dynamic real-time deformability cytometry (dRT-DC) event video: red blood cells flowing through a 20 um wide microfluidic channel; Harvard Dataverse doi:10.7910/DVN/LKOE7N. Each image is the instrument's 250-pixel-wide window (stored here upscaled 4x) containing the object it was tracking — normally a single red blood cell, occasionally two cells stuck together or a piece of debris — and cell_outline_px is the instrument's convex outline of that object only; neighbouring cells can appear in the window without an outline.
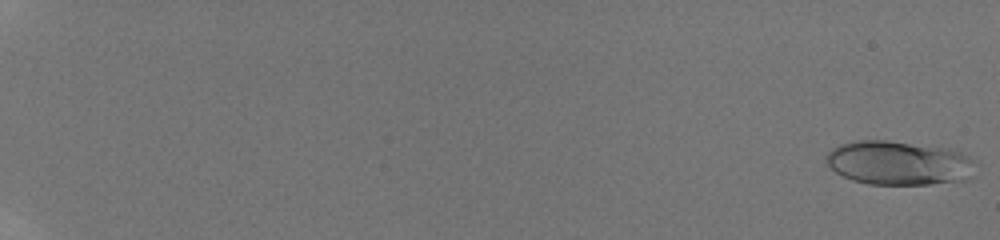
{"species": "human", "species_latin": "Homo sapiens", "temperature_condition": "room temperature", "stored_images_in_passage": 56, "camera_frame_rate_fps": 3000, "um_per_image_px": 0.085, "donor": {"sex": "male"}, "frame": {"image": 1, "passage_image": 1, "time_ms": 0.0, "image_size_px": [1000, 240], "cell_outline_px": [[976, 176], [968, 180], [928, 184], [868, 184], [852, 180], [836, 172], [824, 160], [824, 156], [832, 148], [840, 144], [860, 140], [888, 140], [940, 148], [960, 152], [976, 160]], "centroid_in_image_um": [76.43, 13.87], "position_along_channel_um": 8.6, "area_um2": 38.55}}
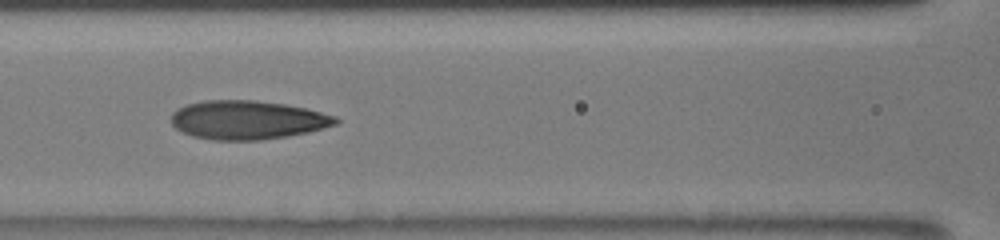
{"frame": {"image": 2, "passage_image": 30, "time_ms": 9.667, "image_size_px": [1000, 240], "cell_outline_px": [[340, 120], [336, 124], [308, 132], [288, 136], [260, 140], [212, 140], [192, 136], [176, 128], [172, 124], [172, 112], [176, 108], [184, 104], [204, 100], [256, 100], [284, 104], [304, 108], [336, 116]], "centroid_in_image_um": [21.0, 10.19], "position_along_channel_um": 145.6, "area_um2": 37.22}}
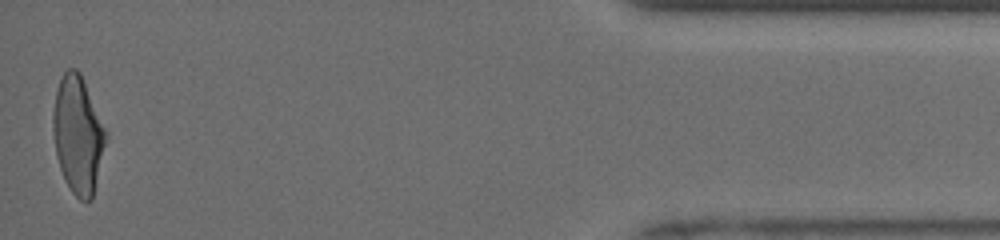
{"frame": {"image": 3, "passage_image": 56, "time_ms": 18.333, "image_size_px": [1000, 240], "cell_outline_px": [[108, 136], [92, 200], [80, 200], [72, 192], [64, 180], [56, 156], [52, 128], [52, 112], [56, 92], [60, 80], [64, 72], [68, 68], [76, 68], [80, 72], [108, 132]], "centroid_in_image_um": [6.63, 11.45], "position_along_channel_um": 428.6, "area_um2": 36.41}, "authors_computed_cell_mechanics": {"area_um2": 36.0094, "velocity_mm_per_s": 3.9735, "shape_relaxation_time_tau1_ms": 7.2087, "shape_relaxation_time_tau2_ms": 1.2108, "deformation_change_tau1": 0.2368, "deformation_change_tau2": 0.0974}}